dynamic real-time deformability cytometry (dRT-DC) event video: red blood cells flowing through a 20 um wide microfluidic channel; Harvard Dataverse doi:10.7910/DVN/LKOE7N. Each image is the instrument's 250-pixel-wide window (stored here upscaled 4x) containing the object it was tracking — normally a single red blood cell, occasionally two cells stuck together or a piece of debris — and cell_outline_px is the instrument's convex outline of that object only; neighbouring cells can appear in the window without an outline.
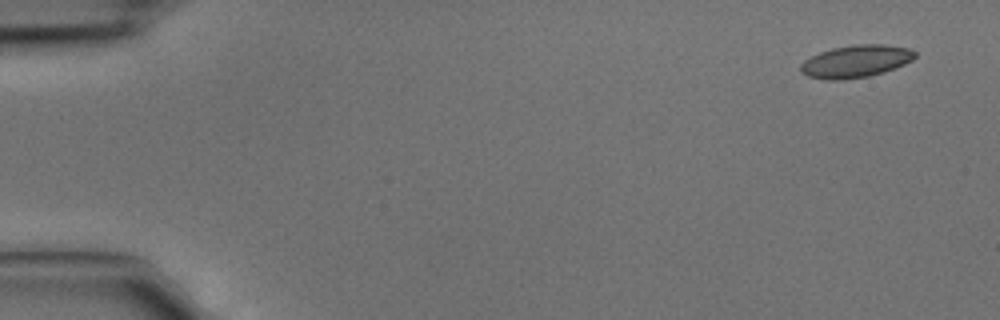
{"species": "common noctule bat (a hibernating species)", "species_latin": "Nyctalus noctula", "temperature_condition": "cold", "stored_images_in_passage": 4, "camera_frame_rate_fps": 3000, "um_per_image_px": 0.085, "animal": {"sex": "male", "body_mass_g": 15.6}, "frame": {"image": 1, "passage_image": 1, "time_ms": 0.0, "image_size_px": [1000, 320], "cell_outline_px": [[916, 56], [912, 60], [904, 64], [884, 72], [868, 76], [844, 80], [824, 80], [808, 76], [800, 72], [800, 64], [804, 60], [820, 52], [832, 48], [856, 44], [884, 44], [908, 48], [916, 52]], "centroid_in_image_um": [72.72, 5.22], "position_along_channel_um": 12.3, "area_um2": 21.68}}
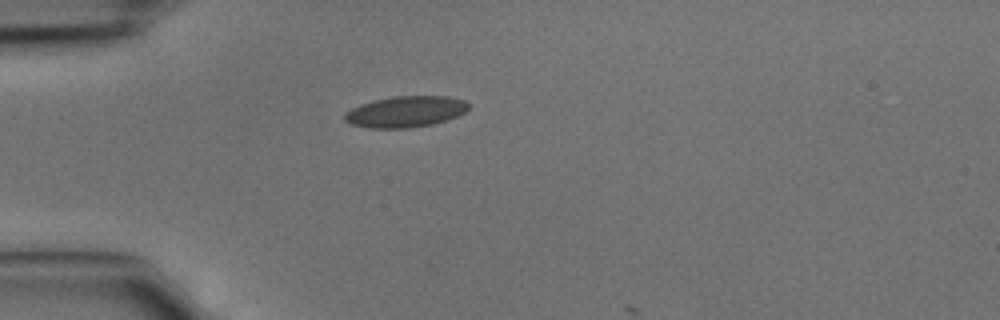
{"frame": {"image": 2, "passage_image": 3, "time_ms": 0.667, "image_size_px": [1000, 320], "cell_outline_px": [[468, 108], [464, 112], [456, 116], [432, 124], [408, 128], [372, 128], [352, 124], [344, 120], [344, 112], [360, 104], [392, 96], [448, 96], [464, 100], [468, 104]], "centroid_in_image_um": [34.45, 9.48], "position_along_channel_um": 50.6, "area_um2": 22.25}}